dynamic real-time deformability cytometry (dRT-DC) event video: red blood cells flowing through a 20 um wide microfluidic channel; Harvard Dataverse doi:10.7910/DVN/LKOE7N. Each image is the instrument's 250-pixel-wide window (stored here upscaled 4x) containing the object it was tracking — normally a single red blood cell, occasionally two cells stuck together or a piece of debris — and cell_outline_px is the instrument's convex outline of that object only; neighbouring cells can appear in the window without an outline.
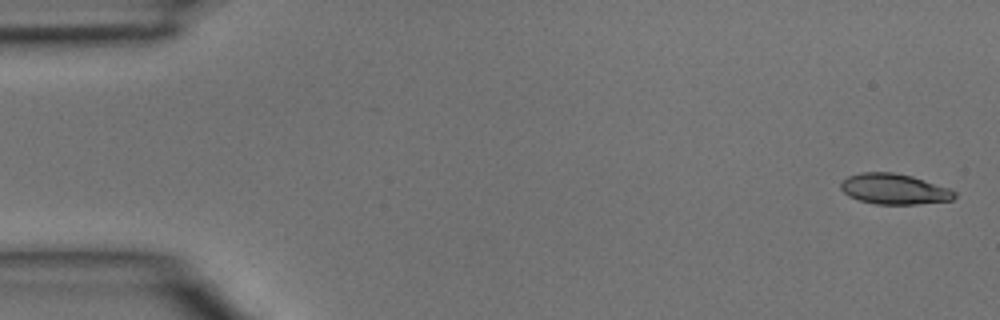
{"species": "common noctule bat (a hibernating species)", "species_latin": "Nyctalus noctula", "temperature_condition": "room temperature", "stored_images_in_passage": 3, "camera_frame_rate_fps": 3000, "um_per_image_px": 0.085, "animal": {"sex": "male", "body_mass_g": 15.6}, "frame": {"image": 1, "passage_image": 1, "time_ms": 0.0, "image_size_px": [1000, 320], "cell_outline_px": [[956, 196], [952, 200], [916, 204], [876, 204], [860, 200], [848, 196], [840, 188], [840, 180], [848, 176], [860, 172], [892, 172], [912, 176], [952, 188], [956, 192]], "centroid_in_image_um": [76.01, 16.06], "position_along_channel_um": 9.0, "area_um2": 20.46}}
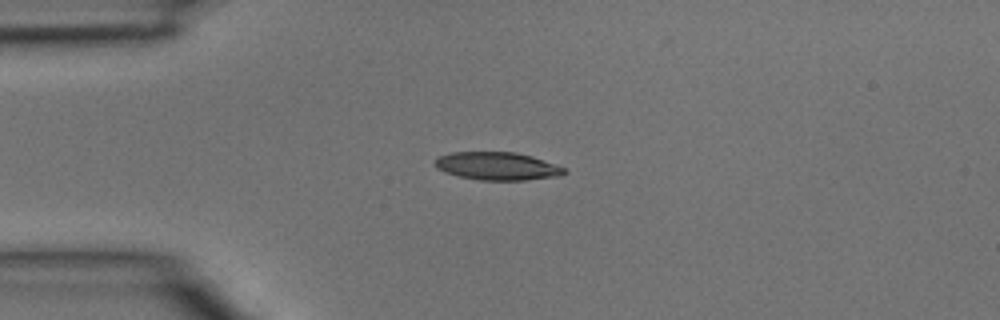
{"frame": {"image": 2, "passage_image": 3, "time_ms": 0.667, "image_size_px": [1000, 320], "cell_outline_px": [[568, 172], [560, 176], [524, 180], [480, 180], [460, 176], [444, 172], [436, 168], [432, 164], [440, 156], [452, 152], [516, 152], [532, 156], [564, 168]], "centroid_in_image_um": [42.25, 14.12], "position_along_channel_um": 42.7, "area_um2": 20.98}}